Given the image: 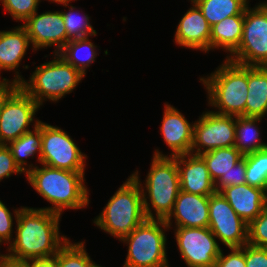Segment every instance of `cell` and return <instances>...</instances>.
Listing matches in <instances>:
<instances>
[{
  "label": "cell",
  "mask_w": 267,
  "mask_h": 267,
  "mask_svg": "<svg viewBox=\"0 0 267 267\" xmlns=\"http://www.w3.org/2000/svg\"><path fill=\"white\" fill-rule=\"evenodd\" d=\"M16 236L9 244L8 253L1 254L8 260L24 262L48 258L69 240L59 231L61 215L45 209L22 207L14 210Z\"/></svg>",
  "instance_id": "6da1fadb"
},
{
  "label": "cell",
  "mask_w": 267,
  "mask_h": 267,
  "mask_svg": "<svg viewBox=\"0 0 267 267\" xmlns=\"http://www.w3.org/2000/svg\"><path fill=\"white\" fill-rule=\"evenodd\" d=\"M26 172L27 181L51 207L39 208L62 214L64 209H81L89 204L85 172L53 168L45 164Z\"/></svg>",
  "instance_id": "7a4b0ae2"
},
{
  "label": "cell",
  "mask_w": 267,
  "mask_h": 267,
  "mask_svg": "<svg viewBox=\"0 0 267 267\" xmlns=\"http://www.w3.org/2000/svg\"><path fill=\"white\" fill-rule=\"evenodd\" d=\"M152 158L150 171L146 176L147 178L144 180L145 186H142L137 170L131 175L140 184L143 209L146 218L166 220L171 214L176 198L180 192V179L176 156L168 157V155L162 154V152H159L157 149ZM144 187L146 188L145 191ZM152 208H154L153 210L156 212V217L152 213Z\"/></svg>",
  "instance_id": "3957f363"
},
{
  "label": "cell",
  "mask_w": 267,
  "mask_h": 267,
  "mask_svg": "<svg viewBox=\"0 0 267 267\" xmlns=\"http://www.w3.org/2000/svg\"><path fill=\"white\" fill-rule=\"evenodd\" d=\"M223 62L210 76L200 78L208 93V104L218 108L215 113L245 117L248 66L228 59Z\"/></svg>",
  "instance_id": "277c9868"
},
{
  "label": "cell",
  "mask_w": 267,
  "mask_h": 267,
  "mask_svg": "<svg viewBox=\"0 0 267 267\" xmlns=\"http://www.w3.org/2000/svg\"><path fill=\"white\" fill-rule=\"evenodd\" d=\"M145 219L140 184L130 175L110 197L99 216L95 217L94 223L120 241Z\"/></svg>",
  "instance_id": "5b68a950"
},
{
  "label": "cell",
  "mask_w": 267,
  "mask_h": 267,
  "mask_svg": "<svg viewBox=\"0 0 267 267\" xmlns=\"http://www.w3.org/2000/svg\"><path fill=\"white\" fill-rule=\"evenodd\" d=\"M54 56L52 61L37 66L29 81L23 79L19 83L40 106L47 99L58 102L71 93L84 78L79 70L67 63L58 53H54Z\"/></svg>",
  "instance_id": "8992f818"
},
{
  "label": "cell",
  "mask_w": 267,
  "mask_h": 267,
  "mask_svg": "<svg viewBox=\"0 0 267 267\" xmlns=\"http://www.w3.org/2000/svg\"><path fill=\"white\" fill-rule=\"evenodd\" d=\"M165 220L145 219L120 241L128 244L123 267H164L168 265Z\"/></svg>",
  "instance_id": "52a82bcc"
},
{
  "label": "cell",
  "mask_w": 267,
  "mask_h": 267,
  "mask_svg": "<svg viewBox=\"0 0 267 267\" xmlns=\"http://www.w3.org/2000/svg\"><path fill=\"white\" fill-rule=\"evenodd\" d=\"M226 59L244 66L267 67V2L245 9L239 47Z\"/></svg>",
  "instance_id": "ba28073f"
},
{
  "label": "cell",
  "mask_w": 267,
  "mask_h": 267,
  "mask_svg": "<svg viewBox=\"0 0 267 267\" xmlns=\"http://www.w3.org/2000/svg\"><path fill=\"white\" fill-rule=\"evenodd\" d=\"M40 164L75 172L85 171L87 156L71 136L58 126L42 122Z\"/></svg>",
  "instance_id": "9c48e42d"
},
{
  "label": "cell",
  "mask_w": 267,
  "mask_h": 267,
  "mask_svg": "<svg viewBox=\"0 0 267 267\" xmlns=\"http://www.w3.org/2000/svg\"><path fill=\"white\" fill-rule=\"evenodd\" d=\"M193 124L192 154L234 146L236 116L206 111Z\"/></svg>",
  "instance_id": "30bf717a"
},
{
  "label": "cell",
  "mask_w": 267,
  "mask_h": 267,
  "mask_svg": "<svg viewBox=\"0 0 267 267\" xmlns=\"http://www.w3.org/2000/svg\"><path fill=\"white\" fill-rule=\"evenodd\" d=\"M40 105L20 86L7 98L0 113V145H8L23 134L30 132Z\"/></svg>",
  "instance_id": "8fae6325"
},
{
  "label": "cell",
  "mask_w": 267,
  "mask_h": 267,
  "mask_svg": "<svg viewBox=\"0 0 267 267\" xmlns=\"http://www.w3.org/2000/svg\"><path fill=\"white\" fill-rule=\"evenodd\" d=\"M208 228L228 249L248 244V224L217 191L209 196Z\"/></svg>",
  "instance_id": "7c38bea8"
},
{
  "label": "cell",
  "mask_w": 267,
  "mask_h": 267,
  "mask_svg": "<svg viewBox=\"0 0 267 267\" xmlns=\"http://www.w3.org/2000/svg\"><path fill=\"white\" fill-rule=\"evenodd\" d=\"M175 239L187 267H215L221 247L208 227H176Z\"/></svg>",
  "instance_id": "4fadbf2b"
},
{
  "label": "cell",
  "mask_w": 267,
  "mask_h": 267,
  "mask_svg": "<svg viewBox=\"0 0 267 267\" xmlns=\"http://www.w3.org/2000/svg\"><path fill=\"white\" fill-rule=\"evenodd\" d=\"M23 26L26 28L33 51L55 46L53 53H58L69 41L61 11H36Z\"/></svg>",
  "instance_id": "5bb4252c"
},
{
  "label": "cell",
  "mask_w": 267,
  "mask_h": 267,
  "mask_svg": "<svg viewBox=\"0 0 267 267\" xmlns=\"http://www.w3.org/2000/svg\"><path fill=\"white\" fill-rule=\"evenodd\" d=\"M180 190L197 195L210 196L216 192L206 163L200 155L188 153L176 156ZM183 165V166H182Z\"/></svg>",
  "instance_id": "9a60e30c"
},
{
  "label": "cell",
  "mask_w": 267,
  "mask_h": 267,
  "mask_svg": "<svg viewBox=\"0 0 267 267\" xmlns=\"http://www.w3.org/2000/svg\"><path fill=\"white\" fill-rule=\"evenodd\" d=\"M172 217L175 219V227H208L209 196L190 194L180 190L173 210L165 220L169 228L173 223Z\"/></svg>",
  "instance_id": "2e32d148"
},
{
  "label": "cell",
  "mask_w": 267,
  "mask_h": 267,
  "mask_svg": "<svg viewBox=\"0 0 267 267\" xmlns=\"http://www.w3.org/2000/svg\"><path fill=\"white\" fill-rule=\"evenodd\" d=\"M163 113L160 132L172 151L169 157L191 153L194 124H190L178 109L168 103Z\"/></svg>",
  "instance_id": "e0dca14e"
},
{
  "label": "cell",
  "mask_w": 267,
  "mask_h": 267,
  "mask_svg": "<svg viewBox=\"0 0 267 267\" xmlns=\"http://www.w3.org/2000/svg\"><path fill=\"white\" fill-rule=\"evenodd\" d=\"M191 4L193 7H190L179 21L174 40L179 46L206 53L210 50L211 26L199 7L194 2Z\"/></svg>",
  "instance_id": "ac0fdd59"
},
{
  "label": "cell",
  "mask_w": 267,
  "mask_h": 267,
  "mask_svg": "<svg viewBox=\"0 0 267 267\" xmlns=\"http://www.w3.org/2000/svg\"><path fill=\"white\" fill-rule=\"evenodd\" d=\"M219 192L248 225L267 207V192L247 183L224 187Z\"/></svg>",
  "instance_id": "d6986e66"
},
{
  "label": "cell",
  "mask_w": 267,
  "mask_h": 267,
  "mask_svg": "<svg viewBox=\"0 0 267 267\" xmlns=\"http://www.w3.org/2000/svg\"><path fill=\"white\" fill-rule=\"evenodd\" d=\"M30 44L27 30L23 25L14 27L11 31H0V71L14 70L15 78L12 81L18 84L24 78L16 70Z\"/></svg>",
  "instance_id": "ffe728a7"
},
{
  "label": "cell",
  "mask_w": 267,
  "mask_h": 267,
  "mask_svg": "<svg viewBox=\"0 0 267 267\" xmlns=\"http://www.w3.org/2000/svg\"><path fill=\"white\" fill-rule=\"evenodd\" d=\"M200 156L206 163L217 192L227 187V174L243 158L235 146L213 149L200 154Z\"/></svg>",
  "instance_id": "44dd1931"
},
{
  "label": "cell",
  "mask_w": 267,
  "mask_h": 267,
  "mask_svg": "<svg viewBox=\"0 0 267 267\" xmlns=\"http://www.w3.org/2000/svg\"><path fill=\"white\" fill-rule=\"evenodd\" d=\"M267 114V67L248 66V93L245 117L264 118Z\"/></svg>",
  "instance_id": "7402d4cb"
},
{
  "label": "cell",
  "mask_w": 267,
  "mask_h": 267,
  "mask_svg": "<svg viewBox=\"0 0 267 267\" xmlns=\"http://www.w3.org/2000/svg\"><path fill=\"white\" fill-rule=\"evenodd\" d=\"M244 14L227 17L211 26L210 50L222 48L230 56L238 49L243 32Z\"/></svg>",
  "instance_id": "603a6c76"
},
{
  "label": "cell",
  "mask_w": 267,
  "mask_h": 267,
  "mask_svg": "<svg viewBox=\"0 0 267 267\" xmlns=\"http://www.w3.org/2000/svg\"><path fill=\"white\" fill-rule=\"evenodd\" d=\"M41 142L42 122L40 121L39 123L34 124L33 131L23 134L18 139L11 141L7 145L12 152L15 163L25 174L26 172L35 167L33 164L28 165L25 158H33L34 154L38 152L39 155L37 161L40 163L42 149Z\"/></svg>",
  "instance_id": "cb8c5ba5"
},
{
  "label": "cell",
  "mask_w": 267,
  "mask_h": 267,
  "mask_svg": "<svg viewBox=\"0 0 267 267\" xmlns=\"http://www.w3.org/2000/svg\"><path fill=\"white\" fill-rule=\"evenodd\" d=\"M262 118L236 116L235 143L234 146L242 155L253 153L267 147V143L260 138V130L257 123ZM262 140V141H261Z\"/></svg>",
  "instance_id": "d4e9b609"
},
{
  "label": "cell",
  "mask_w": 267,
  "mask_h": 267,
  "mask_svg": "<svg viewBox=\"0 0 267 267\" xmlns=\"http://www.w3.org/2000/svg\"><path fill=\"white\" fill-rule=\"evenodd\" d=\"M96 47L89 37L69 40L58 54L75 69L79 70L84 76L98 55ZM84 53V54H83Z\"/></svg>",
  "instance_id": "484cf974"
},
{
  "label": "cell",
  "mask_w": 267,
  "mask_h": 267,
  "mask_svg": "<svg viewBox=\"0 0 267 267\" xmlns=\"http://www.w3.org/2000/svg\"><path fill=\"white\" fill-rule=\"evenodd\" d=\"M248 0H196L202 15L210 26L219 23L227 17L244 14L249 6Z\"/></svg>",
  "instance_id": "4316f807"
},
{
  "label": "cell",
  "mask_w": 267,
  "mask_h": 267,
  "mask_svg": "<svg viewBox=\"0 0 267 267\" xmlns=\"http://www.w3.org/2000/svg\"><path fill=\"white\" fill-rule=\"evenodd\" d=\"M243 157L246 160V183L267 192V147Z\"/></svg>",
  "instance_id": "83f0119b"
},
{
  "label": "cell",
  "mask_w": 267,
  "mask_h": 267,
  "mask_svg": "<svg viewBox=\"0 0 267 267\" xmlns=\"http://www.w3.org/2000/svg\"><path fill=\"white\" fill-rule=\"evenodd\" d=\"M84 244L83 241L71 243L68 240L55 255L58 267H89L93 261Z\"/></svg>",
  "instance_id": "f1b7e54d"
},
{
  "label": "cell",
  "mask_w": 267,
  "mask_h": 267,
  "mask_svg": "<svg viewBox=\"0 0 267 267\" xmlns=\"http://www.w3.org/2000/svg\"><path fill=\"white\" fill-rule=\"evenodd\" d=\"M69 6V12L61 11L64 25L66 27L67 38L69 40H74L89 36H96L97 32L90 24V17L86 14L82 17H78V13L74 12L76 9L75 6Z\"/></svg>",
  "instance_id": "f546056e"
},
{
  "label": "cell",
  "mask_w": 267,
  "mask_h": 267,
  "mask_svg": "<svg viewBox=\"0 0 267 267\" xmlns=\"http://www.w3.org/2000/svg\"><path fill=\"white\" fill-rule=\"evenodd\" d=\"M4 9L17 21L25 22L38 9L40 0H0Z\"/></svg>",
  "instance_id": "4dcf8cb0"
},
{
  "label": "cell",
  "mask_w": 267,
  "mask_h": 267,
  "mask_svg": "<svg viewBox=\"0 0 267 267\" xmlns=\"http://www.w3.org/2000/svg\"><path fill=\"white\" fill-rule=\"evenodd\" d=\"M248 244L267 248V207L248 225Z\"/></svg>",
  "instance_id": "1f68e13d"
},
{
  "label": "cell",
  "mask_w": 267,
  "mask_h": 267,
  "mask_svg": "<svg viewBox=\"0 0 267 267\" xmlns=\"http://www.w3.org/2000/svg\"><path fill=\"white\" fill-rule=\"evenodd\" d=\"M24 173L15 163L12 152L7 145H0V181L12 174Z\"/></svg>",
  "instance_id": "d6a6232c"
},
{
  "label": "cell",
  "mask_w": 267,
  "mask_h": 267,
  "mask_svg": "<svg viewBox=\"0 0 267 267\" xmlns=\"http://www.w3.org/2000/svg\"><path fill=\"white\" fill-rule=\"evenodd\" d=\"M230 250L228 255H224L223 250H221L215 267H246L245 245L240 248H230Z\"/></svg>",
  "instance_id": "836d02e7"
},
{
  "label": "cell",
  "mask_w": 267,
  "mask_h": 267,
  "mask_svg": "<svg viewBox=\"0 0 267 267\" xmlns=\"http://www.w3.org/2000/svg\"><path fill=\"white\" fill-rule=\"evenodd\" d=\"M13 217L9 208L0 200V245L12 242Z\"/></svg>",
  "instance_id": "e575fe53"
},
{
  "label": "cell",
  "mask_w": 267,
  "mask_h": 267,
  "mask_svg": "<svg viewBox=\"0 0 267 267\" xmlns=\"http://www.w3.org/2000/svg\"><path fill=\"white\" fill-rule=\"evenodd\" d=\"M246 267H267V248L245 244Z\"/></svg>",
  "instance_id": "d590c367"
},
{
  "label": "cell",
  "mask_w": 267,
  "mask_h": 267,
  "mask_svg": "<svg viewBox=\"0 0 267 267\" xmlns=\"http://www.w3.org/2000/svg\"><path fill=\"white\" fill-rule=\"evenodd\" d=\"M246 183V160L243 157L227 174V187Z\"/></svg>",
  "instance_id": "8d00e7d4"
},
{
  "label": "cell",
  "mask_w": 267,
  "mask_h": 267,
  "mask_svg": "<svg viewBox=\"0 0 267 267\" xmlns=\"http://www.w3.org/2000/svg\"><path fill=\"white\" fill-rule=\"evenodd\" d=\"M19 87V84L3 78L0 82V113L7 98Z\"/></svg>",
  "instance_id": "74e56055"
},
{
  "label": "cell",
  "mask_w": 267,
  "mask_h": 267,
  "mask_svg": "<svg viewBox=\"0 0 267 267\" xmlns=\"http://www.w3.org/2000/svg\"><path fill=\"white\" fill-rule=\"evenodd\" d=\"M27 267H58L55 256L48 258L31 259L23 262Z\"/></svg>",
  "instance_id": "f35d334b"
},
{
  "label": "cell",
  "mask_w": 267,
  "mask_h": 267,
  "mask_svg": "<svg viewBox=\"0 0 267 267\" xmlns=\"http://www.w3.org/2000/svg\"><path fill=\"white\" fill-rule=\"evenodd\" d=\"M0 267H27L23 262H14L0 254Z\"/></svg>",
  "instance_id": "ab89813d"
},
{
  "label": "cell",
  "mask_w": 267,
  "mask_h": 267,
  "mask_svg": "<svg viewBox=\"0 0 267 267\" xmlns=\"http://www.w3.org/2000/svg\"><path fill=\"white\" fill-rule=\"evenodd\" d=\"M41 1V0H40ZM54 2L57 4H63L65 7L68 6L69 2L71 3L72 0H49V2ZM74 1V0H73Z\"/></svg>",
  "instance_id": "60d3db41"
},
{
  "label": "cell",
  "mask_w": 267,
  "mask_h": 267,
  "mask_svg": "<svg viewBox=\"0 0 267 267\" xmlns=\"http://www.w3.org/2000/svg\"><path fill=\"white\" fill-rule=\"evenodd\" d=\"M89 267H102V266H99V264H96L95 262H93Z\"/></svg>",
  "instance_id": "b9f144b4"
}]
</instances>
